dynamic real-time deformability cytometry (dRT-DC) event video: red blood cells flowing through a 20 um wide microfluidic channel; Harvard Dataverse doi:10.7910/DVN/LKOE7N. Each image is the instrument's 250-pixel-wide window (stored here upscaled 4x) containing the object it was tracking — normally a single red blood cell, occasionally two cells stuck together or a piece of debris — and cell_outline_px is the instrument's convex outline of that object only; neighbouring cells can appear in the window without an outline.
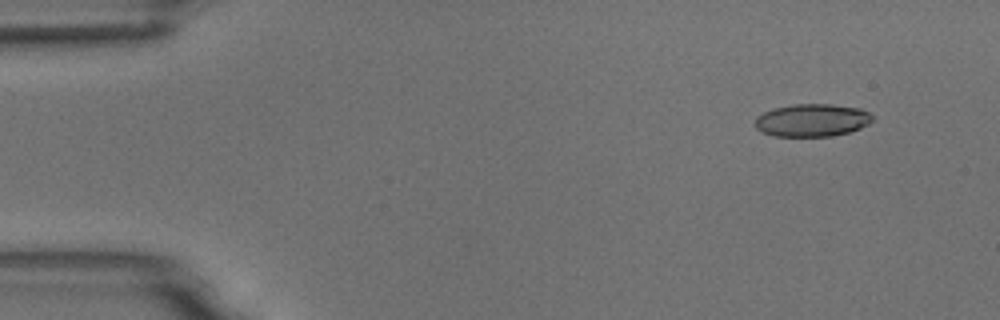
{"species": "common noctule bat (a hibernating species)", "species_latin": "Nyctalus noctula", "temperature_condition": "room temperature", "stored_images_in_passage": 4, "camera_frame_rate_fps": 3000, "um_per_image_px": 0.085, "animal": {"sex": "male", "body_mass_g": 18.8}, "frame": {"image": 1, "passage_image": 1, "time_ms": 0.0, "image_size_px": [1000, 320], "cell_outline_px": [[872, 120], [868, 124], [860, 128], [848, 132], [832, 136], [772, 136], [760, 132], [756, 128], [756, 116], [772, 108], [792, 104], [832, 104], [860, 108], [868, 112], [872, 116]], "centroid_in_image_um": [68.99, 10.21], "position_along_channel_um": 16.0, "area_um2": 22.48}}
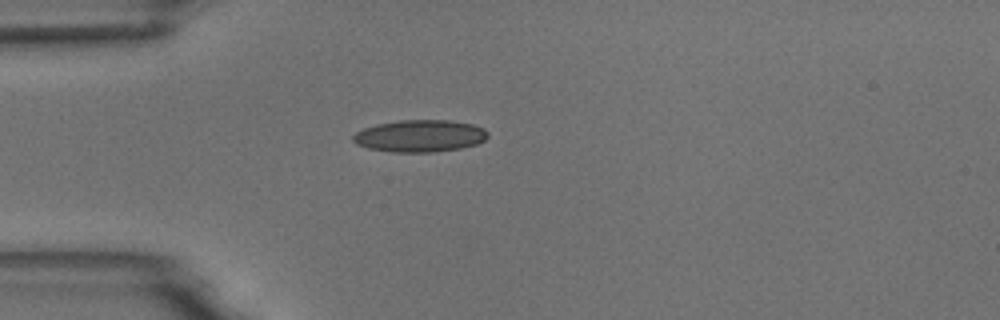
{"frame": {"image": 2, "passage_image": 4, "time_ms": 3.333, "image_size_px": [1000, 320], "cell_outline_px": [[488, 136], [484, 140], [476, 144], [460, 148], [432, 152], [392, 152], [368, 148], [356, 144], [352, 140], [352, 136], [356, 132], [364, 128], [376, 124], [400, 120], [452, 120], [472, 124], [484, 128], [488, 132]], "centroid_in_image_um": [35.68, 11.55], "position_along_channel_um": 49.3, "area_um2": 25.26}}